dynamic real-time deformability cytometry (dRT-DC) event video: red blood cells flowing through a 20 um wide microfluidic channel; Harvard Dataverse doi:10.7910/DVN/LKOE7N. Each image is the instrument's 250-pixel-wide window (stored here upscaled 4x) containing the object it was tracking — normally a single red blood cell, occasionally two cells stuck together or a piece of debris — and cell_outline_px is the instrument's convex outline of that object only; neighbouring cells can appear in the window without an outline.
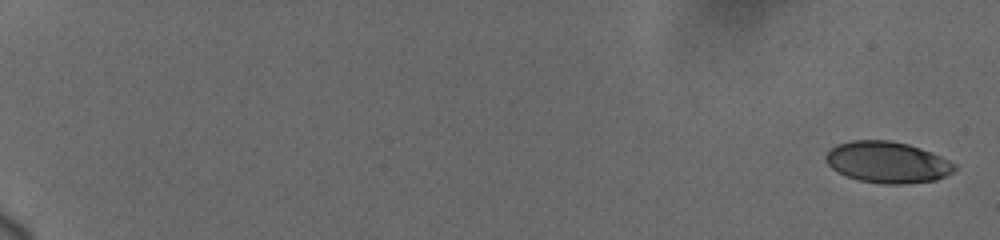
{"species": "human", "species_latin": "Homo sapiens", "temperature_condition": "cold", "stored_images_in_passage": 18, "camera_frame_rate_fps": 3000, "um_per_image_px": 0.085, "donor": {"sex": "female"}, "frame": {"image": 1, "passage_image": 1, "time_ms": 0.0, "image_size_px": [1000, 240], "cell_outline_px": [[956, 168], [952, 172], [936, 180], [900, 184], [884, 184], [860, 180], [848, 176], [832, 168], [828, 164], [824, 156], [836, 144], [852, 140], [892, 140], [908, 144], [920, 148], [940, 156], [956, 164]], "centroid_in_image_um": [75.43, 13.78], "position_along_channel_um": 9.6, "area_um2": 30.75}}
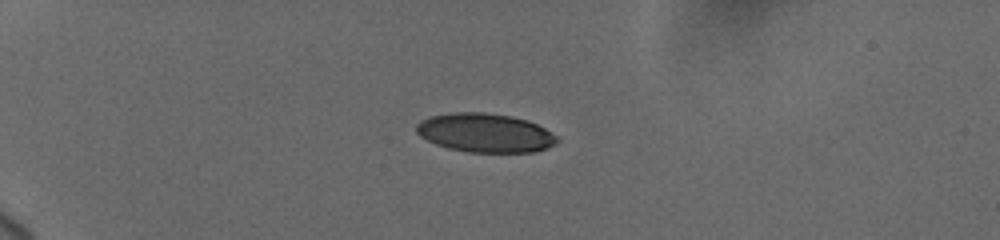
{"frame": {"image": 2, "passage_image": 11, "time_ms": 5.333, "image_size_px": [1000, 240], "cell_outline_px": [[560, 140], [556, 144], [548, 148], [532, 152], [468, 152], [448, 148], [436, 144], [420, 136], [416, 132], [416, 124], [420, 120], [428, 116], [452, 112], [484, 112], [512, 116], [528, 120], [544, 128], [556, 136]], "centroid_in_image_um": [41.22, 11.28], "position_along_channel_um": 43.8, "area_um2": 32.08}}
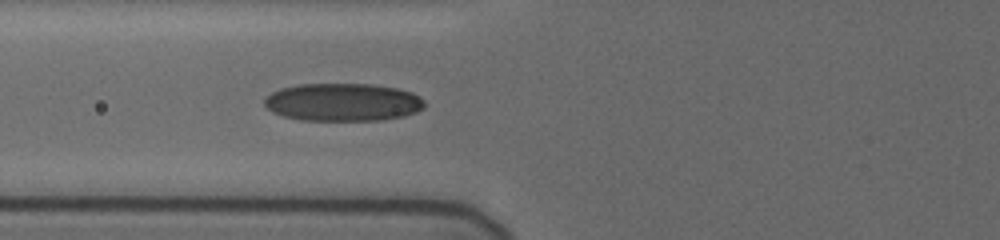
{"frame": {"image": 3, "passage_image": 18, "time_ms": 8.333, "image_size_px": [1000, 240], "cell_outline_px": [[424, 108], [416, 112], [404, 116], [380, 120], [304, 120], [284, 116], [272, 112], [264, 104], [264, 100], [272, 92], [280, 88], [296, 84], [368, 84], [396, 88], [412, 92], [424, 100]], "centroid_in_image_um": [29.14, 8.68], "position_along_channel_um": 96.7, "area_um2": 35.26}}